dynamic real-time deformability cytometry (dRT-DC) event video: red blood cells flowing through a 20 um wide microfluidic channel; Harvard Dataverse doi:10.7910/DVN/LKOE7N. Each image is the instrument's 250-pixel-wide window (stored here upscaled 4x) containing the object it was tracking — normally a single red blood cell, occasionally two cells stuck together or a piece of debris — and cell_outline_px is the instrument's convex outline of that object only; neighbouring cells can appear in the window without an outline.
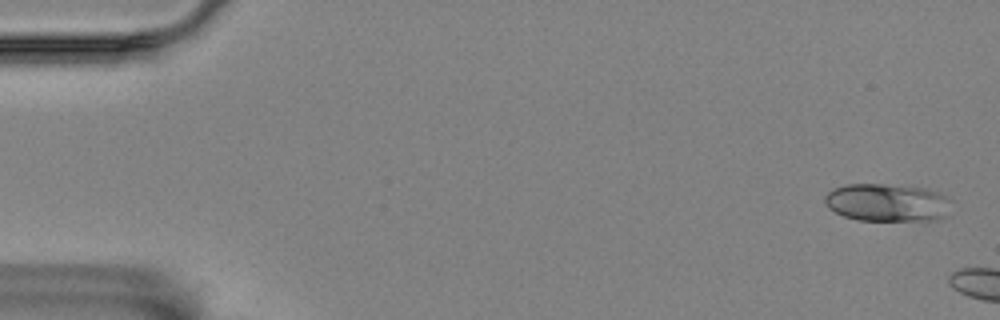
{"species": "Egyptian fruit bat (a non-hibernating species)", "species_latin": "Rousettus aegyptiacus", "temperature_condition": "room temperature", "stored_images_in_passage": 3, "camera_frame_rate_fps": 3000, "um_per_image_px": 0.085, "animal": {"sex": "female"}, "frame": {"image": 1, "passage_image": 1, "time_ms": 0.0, "image_size_px": [1000, 320], "cell_outline_px": [[952, 200], [948, 216], [940, 220], [860, 220], [844, 216], [828, 208], [824, 200], [824, 196], [832, 188], [844, 184], [884, 184], [928, 188], [940, 192], [948, 196]], "centroid_in_image_um": [75.47, 17.21], "position_along_channel_um": 9.5, "area_um2": 28.44}}